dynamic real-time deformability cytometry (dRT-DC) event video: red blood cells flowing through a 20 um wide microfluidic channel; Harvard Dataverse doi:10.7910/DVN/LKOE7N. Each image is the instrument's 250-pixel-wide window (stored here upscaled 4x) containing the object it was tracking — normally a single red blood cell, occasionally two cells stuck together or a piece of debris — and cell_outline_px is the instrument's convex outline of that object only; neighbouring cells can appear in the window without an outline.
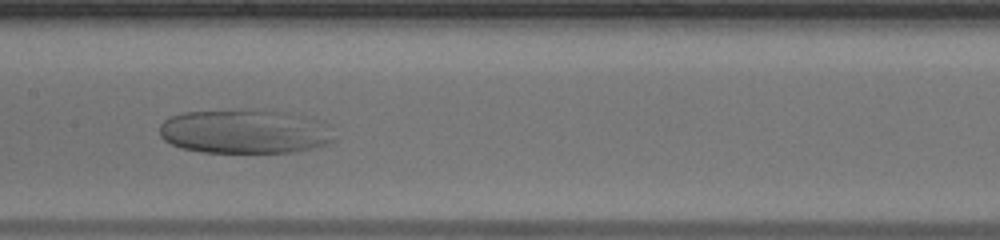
{"species": "human", "species_latin": "Homo sapiens", "temperature_condition": "warm", "stored_images_in_passage": 44, "camera_frame_rate_fps": 3000, "um_per_image_px": 0.085, "donor": {"sex": "male"}, "frame": {"image": 1, "passage_image": 20, "time_ms": 6.333, "image_size_px": [1000, 240], "cell_outline_px": [[340, 136], [336, 140], [328, 144], [292, 152], [200, 152], [180, 148], [164, 140], [160, 136], [160, 124], [168, 116], [184, 112], [240, 108], [268, 108], [288, 112], [324, 120], [332, 124]], "centroid_in_image_um": [20.93, 11.13], "position_along_channel_um": 186.5, "area_um2": 46.93}}
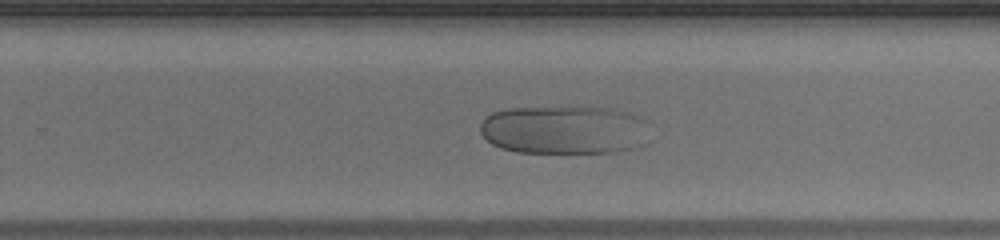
{"frame": {"image": 2, "passage_image": 27, "time_ms": 8.667, "image_size_px": [1000, 240], "cell_outline_px": [[644, 144], [616, 152], [516, 152], [500, 148], [492, 144], [480, 132], [480, 124], [492, 112], [508, 108], [608, 108], [628, 112], [640, 116], [644, 120]], "centroid_in_image_um": [47.9, 11.04], "position_along_channel_um": 281.9, "area_um2": 47.34}}
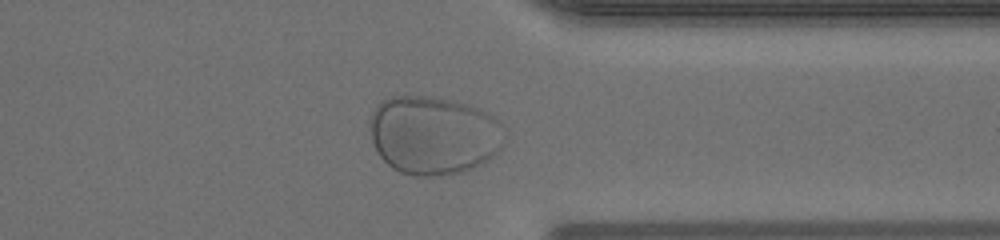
{"frame": {"image": 3, "passage_image": 34, "time_ms": 11.0, "image_size_px": [1000, 240], "cell_outline_px": [[504, 144], [488, 160], [472, 168], [460, 172], [440, 176], [416, 176], [400, 172], [392, 168], [380, 156], [372, 140], [368, 128], [372, 112], [376, 104], [380, 100], [388, 96], [428, 96], [452, 100], [480, 108], [492, 116], [504, 128]], "centroid_in_image_um": [36.82, 11.48], "position_along_channel_um": 374.6, "area_um2": 62.08}}